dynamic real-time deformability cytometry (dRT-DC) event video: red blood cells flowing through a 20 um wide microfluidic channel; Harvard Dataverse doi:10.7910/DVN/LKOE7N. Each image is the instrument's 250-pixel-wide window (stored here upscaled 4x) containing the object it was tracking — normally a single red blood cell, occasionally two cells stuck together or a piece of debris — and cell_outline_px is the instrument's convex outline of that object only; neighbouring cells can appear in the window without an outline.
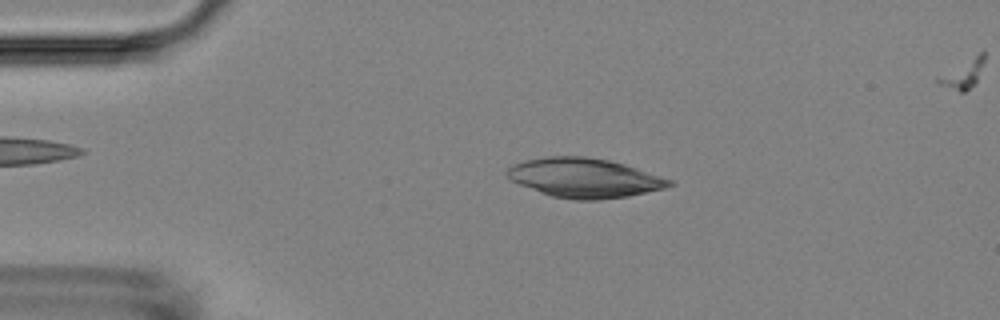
{"species": "Egyptian fruit bat (a non-hibernating species)", "species_latin": "Rousettus aegyptiacus", "temperature_condition": "room temperature", "stored_images_in_passage": 54, "camera_frame_rate_fps": 3000, "um_per_image_px": 0.085, "animal": {"sex": "female"}, "frame": {"image": 1, "passage_image": 10, "time_ms": 3.0, "image_size_px": [1000, 320], "cell_outline_px": [[676, 184], [664, 188], [628, 196], [600, 200], [576, 200], [552, 196], [540, 192], [520, 184], [512, 180], [504, 172], [508, 168], [524, 160], [544, 156], [584, 156], [608, 160], [624, 164], [672, 180]], "centroid_in_image_um": [49.67, 15.12], "position_along_channel_um": 35.3, "area_um2": 36.99}}